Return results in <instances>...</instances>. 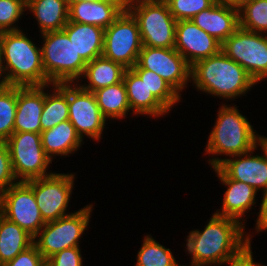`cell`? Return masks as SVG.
<instances>
[{
  "mask_svg": "<svg viewBox=\"0 0 267 266\" xmlns=\"http://www.w3.org/2000/svg\"><path fill=\"white\" fill-rule=\"evenodd\" d=\"M68 107L69 121L81 139L84 134L98 141L106 118L100 111L94 93L68 83Z\"/></svg>",
  "mask_w": 267,
  "mask_h": 266,
  "instance_id": "14",
  "label": "cell"
},
{
  "mask_svg": "<svg viewBox=\"0 0 267 266\" xmlns=\"http://www.w3.org/2000/svg\"><path fill=\"white\" fill-rule=\"evenodd\" d=\"M213 169L220 181L227 186L221 209L222 212L217 211L215 214L231 217L241 222L246 210L248 211L252 205H255L257 190L244 182L230 179L219 167Z\"/></svg>",
  "mask_w": 267,
  "mask_h": 266,
  "instance_id": "19",
  "label": "cell"
},
{
  "mask_svg": "<svg viewBox=\"0 0 267 266\" xmlns=\"http://www.w3.org/2000/svg\"><path fill=\"white\" fill-rule=\"evenodd\" d=\"M221 46L220 41L199 28L192 20L177 21L174 48L190 66L218 54Z\"/></svg>",
  "mask_w": 267,
  "mask_h": 266,
  "instance_id": "16",
  "label": "cell"
},
{
  "mask_svg": "<svg viewBox=\"0 0 267 266\" xmlns=\"http://www.w3.org/2000/svg\"><path fill=\"white\" fill-rule=\"evenodd\" d=\"M96 2V1H104V0H67L68 5L70 6L72 3H78V2Z\"/></svg>",
  "mask_w": 267,
  "mask_h": 266,
  "instance_id": "44",
  "label": "cell"
},
{
  "mask_svg": "<svg viewBox=\"0 0 267 266\" xmlns=\"http://www.w3.org/2000/svg\"><path fill=\"white\" fill-rule=\"evenodd\" d=\"M52 86V95L44 92V107L40 117L41 132L69 120L68 83Z\"/></svg>",
  "mask_w": 267,
  "mask_h": 266,
  "instance_id": "27",
  "label": "cell"
},
{
  "mask_svg": "<svg viewBox=\"0 0 267 266\" xmlns=\"http://www.w3.org/2000/svg\"><path fill=\"white\" fill-rule=\"evenodd\" d=\"M241 28L229 36L221 50L258 83L267 77V35Z\"/></svg>",
  "mask_w": 267,
  "mask_h": 266,
  "instance_id": "10",
  "label": "cell"
},
{
  "mask_svg": "<svg viewBox=\"0 0 267 266\" xmlns=\"http://www.w3.org/2000/svg\"><path fill=\"white\" fill-rule=\"evenodd\" d=\"M130 109L134 114H146L159 117L169 112L149 91L143 81L132 69H126L123 75Z\"/></svg>",
  "mask_w": 267,
  "mask_h": 266,
  "instance_id": "22",
  "label": "cell"
},
{
  "mask_svg": "<svg viewBox=\"0 0 267 266\" xmlns=\"http://www.w3.org/2000/svg\"><path fill=\"white\" fill-rule=\"evenodd\" d=\"M239 26L249 31L267 33V0H252L239 8Z\"/></svg>",
  "mask_w": 267,
  "mask_h": 266,
  "instance_id": "31",
  "label": "cell"
},
{
  "mask_svg": "<svg viewBox=\"0 0 267 266\" xmlns=\"http://www.w3.org/2000/svg\"><path fill=\"white\" fill-rule=\"evenodd\" d=\"M62 30L68 35L77 54H80L86 62L102 56L104 47L103 28L68 21Z\"/></svg>",
  "mask_w": 267,
  "mask_h": 266,
  "instance_id": "21",
  "label": "cell"
},
{
  "mask_svg": "<svg viewBox=\"0 0 267 266\" xmlns=\"http://www.w3.org/2000/svg\"><path fill=\"white\" fill-rule=\"evenodd\" d=\"M15 181L18 182L12 169L8 146L6 141H0V195Z\"/></svg>",
  "mask_w": 267,
  "mask_h": 266,
  "instance_id": "35",
  "label": "cell"
},
{
  "mask_svg": "<svg viewBox=\"0 0 267 266\" xmlns=\"http://www.w3.org/2000/svg\"><path fill=\"white\" fill-rule=\"evenodd\" d=\"M190 78L197 89L225 99L245 94L256 84L247 71L222 50L195 62Z\"/></svg>",
  "mask_w": 267,
  "mask_h": 266,
  "instance_id": "2",
  "label": "cell"
},
{
  "mask_svg": "<svg viewBox=\"0 0 267 266\" xmlns=\"http://www.w3.org/2000/svg\"><path fill=\"white\" fill-rule=\"evenodd\" d=\"M137 64L160 75L179 95L190 79L191 66L175 48L143 46Z\"/></svg>",
  "mask_w": 267,
  "mask_h": 266,
  "instance_id": "13",
  "label": "cell"
},
{
  "mask_svg": "<svg viewBox=\"0 0 267 266\" xmlns=\"http://www.w3.org/2000/svg\"><path fill=\"white\" fill-rule=\"evenodd\" d=\"M45 258L39 253L33 243L30 247L20 252L13 260L8 261L2 266H42Z\"/></svg>",
  "mask_w": 267,
  "mask_h": 266,
  "instance_id": "36",
  "label": "cell"
},
{
  "mask_svg": "<svg viewBox=\"0 0 267 266\" xmlns=\"http://www.w3.org/2000/svg\"><path fill=\"white\" fill-rule=\"evenodd\" d=\"M136 266H181L176 263L170 249L156 242L149 235L145 236L138 252Z\"/></svg>",
  "mask_w": 267,
  "mask_h": 266,
  "instance_id": "30",
  "label": "cell"
},
{
  "mask_svg": "<svg viewBox=\"0 0 267 266\" xmlns=\"http://www.w3.org/2000/svg\"><path fill=\"white\" fill-rule=\"evenodd\" d=\"M261 149L264 156L249 155L252 154L250 151L232 156L233 160L216 157L210 159L209 163L212 168L219 167L230 179L244 182L257 191L262 188V193H267V152L262 146Z\"/></svg>",
  "mask_w": 267,
  "mask_h": 266,
  "instance_id": "15",
  "label": "cell"
},
{
  "mask_svg": "<svg viewBox=\"0 0 267 266\" xmlns=\"http://www.w3.org/2000/svg\"><path fill=\"white\" fill-rule=\"evenodd\" d=\"M42 266H51V265L47 261H45Z\"/></svg>",
  "mask_w": 267,
  "mask_h": 266,
  "instance_id": "45",
  "label": "cell"
},
{
  "mask_svg": "<svg viewBox=\"0 0 267 266\" xmlns=\"http://www.w3.org/2000/svg\"><path fill=\"white\" fill-rule=\"evenodd\" d=\"M79 247L64 249L52 257L47 262L51 266H82V257Z\"/></svg>",
  "mask_w": 267,
  "mask_h": 266,
  "instance_id": "37",
  "label": "cell"
},
{
  "mask_svg": "<svg viewBox=\"0 0 267 266\" xmlns=\"http://www.w3.org/2000/svg\"><path fill=\"white\" fill-rule=\"evenodd\" d=\"M259 145L262 146L267 152V137L260 136Z\"/></svg>",
  "mask_w": 267,
  "mask_h": 266,
  "instance_id": "43",
  "label": "cell"
},
{
  "mask_svg": "<svg viewBox=\"0 0 267 266\" xmlns=\"http://www.w3.org/2000/svg\"><path fill=\"white\" fill-rule=\"evenodd\" d=\"M12 169L18 181L49 176L46 169L51 159L46 155L41 141V133L13 132L6 140Z\"/></svg>",
  "mask_w": 267,
  "mask_h": 266,
  "instance_id": "9",
  "label": "cell"
},
{
  "mask_svg": "<svg viewBox=\"0 0 267 266\" xmlns=\"http://www.w3.org/2000/svg\"><path fill=\"white\" fill-rule=\"evenodd\" d=\"M46 86H17L14 132L41 133L40 117Z\"/></svg>",
  "mask_w": 267,
  "mask_h": 266,
  "instance_id": "17",
  "label": "cell"
},
{
  "mask_svg": "<svg viewBox=\"0 0 267 266\" xmlns=\"http://www.w3.org/2000/svg\"><path fill=\"white\" fill-rule=\"evenodd\" d=\"M143 47L139 26L128 10L122 13L104 29L102 56L126 69H131L138 60Z\"/></svg>",
  "mask_w": 267,
  "mask_h": 266,
  "instance_id": "8",
  "label": "cell"
},
{
  "mask_svg": "<svg viewBox=\"0 0 267 266\" xmlns=\"http://www.w3.org/2000/svg\"><path fill=\"white\" fill-rule=\"evenodd\" d=\"M127 10L138 23L143 46L174 48L177 21L165 0L139 3Z\"/></svg>",
  "mask_w": 267,
  "mask_h": 266,
  "instance_id": "6",
  "label": "cell"
},
{
  "mask_svg": "<svg viewBox=\"0 0 267 266\" xmlns=\"http://www.w3.org/2000/svg\"><path fill=\"white\" fill-rule=\"evenodd\" d=\"M0 214L33 238L45 225L33 189L26 181L16 182L0 195Z\"/></svg>",
  "mask_w": 267,
  "mask_h": 266,
  "instance_id": "11",
  "label": "cell"
},
{
  "mask_svg": "<svg viewBox=\"0 0 267 266\" xmlns=\"http://www.w3.org/2000/svg\"><path fill=\"white\" fill-rule=\"evenodd\" d=\"M41 141L46 155H68L81 146L83 139L77 134L69 120L60 122L51 129L41 132Z\"/></svg>",
  "mask_w": 267,
  "mask_h": 266,
  "instance_id": "23",
  "label": "cell"
},
{
  "mask_svg": "<svg viewBox=\"0 0 267 266\" xmlns=\"http://www.w3.org/2000/svg\"><path fill=\"white\" fill-rule=\"evenodd\" d=\"M131 69L145 81L149 91L168 111L181 99L180 95L160 75L141 68L137 63Z\"/></svg>",
  "mask_w": 267,
  "mask_h": 266,
  "instance_id": "29",
  "label": "cell"
},
{
  "mask_svg": "<svg viewBox=\"0 0 267 266\" xmlns=\"http://www.w3.org/2000/svg\"><path fill=\"white\" fill-rule=\"evenodd\" d=\"M123 10L120 0L72 3L69 6V21L106 29Z\"/></svg>",
  "mask_w": 267,
  "mask_h": 266,
  "instance_id": "20",
  "label": "cell"
},
{
  "mask_svg": "<svg viewBox=\"0 0 267 266\" xmlns=\"http://www.w3.org/2000/svg\"><path fill=\"white\" fill-rule=\"evenodd\" d=\"M92 206L45 223L34 237V244L46 261L64 249L79 247L78 239L88 227Z\"/></svg>",
  "mask_w": 267,
  "mask_h": 266,
  "instance_id": "7",
  "label": "cell"
},
{
  "mask_svg": "<svg viewBox=\"0 0 267 266\" xmlns=\"http://www.w3.org/2000/svg\"><path fill=\"white\" fill-rule=\"evenodd\" d=\"M93 93L100 111L106 119L123 118L131 110L123 80L117 84L97 89Z\"/></svg>",
  "mask_w": 267,
  "mask_h": 266,
  "instance_id": "28",
  "label": "cell"
},
{
  "mask_svg": "<svg viewBox=\"0 0 267 266\" xmlns=\"http://www.w3.org/2000/svg\"><path fill=\"white\" fill-rule=\"evenodd\" d=\"M34 243V238L19 225L0 214V266L13 260Z\"/></svg>",
  "mask_w": 267,
  "mask_h": 266,
  "instance_id": "26",
  "label": "cell"
},
{
  "mask_svg": "<svg viewBox=\"0 0 267 266\" xmlns=\"http://www.w3.org/2000/svg\"><path fill=\"white\" fill-rule=\"evenodd\" d=\"M26 8L36 16L41 34L61 31L69 21L67 0H28Z\"/></svg>",
  "mask_w": 267,
  "mask_h": 266,
  "instance_id": "24",
  "label": "cell"
},
{
  "mask_svg": "<svg viewBox=\"0 0 267 266\" xmlns=\"http://www.w3.org/2000/svg\"><path fill=\"white\" fill-rule=\"evenodd\" d=\"M26 7L25 0H0V33L19 31L20 29L12 24L20 18Z\"/></svg>",
  "mask_w": 267,
  "mask_h": 266,
  "instance_id": "34",
  "label": "cell"
},
{
  "mask_svg": "<svg viewBox=\"0 0 267 266\" xmlns=\"http://www.w3.org/2000/svg\"><path fill=\"white\" fill-rule=\"evenodd\" d=\"M176 21L191 20L202 10L211 7L217 0H165Z\"/></svg>",
  "mask_w": 267,
  "mask_h": 266,
  "instance_id": "33",
  "label": "cell"
},
{
  "mask_svg": "<svg viewBox=\"0 0 267 266\" xmlns=\"http://www.w3.org/2000/svg\"><path fill=\"white\" fill-rule=\"evenodd\" d=\"M191 20L199 28L223 43L239 27V9L216 1Z\"/></svg>",
  "mask_w": 267,
  "mask_h": 266,
  "instance_id": "18",
  "label": "cell"
},
{
  "mask_svg": "<svg viewBox=\"0 0 267 266\" xmlns=\"http://www.w3.org/2000/svg\"><path fill=\"white\" fill-rule=\"evenodd\" d=\"M17 108V86L0 90V141H6L14 132Z\"/></svg>",
  "mask_w": 267,
  "mask_h": 266,
  "instance_id": "32",
  "label": "cell"
},
{
  "mask_svg": "<svg viewBox=\"0 0 267 266\" xmlns=\"http://www.w3.org/2000/svg\"><path fill=\"white\" fill-rule=\"evenodd\" d=\"M19 31L0 33V50L5 77L13 86H48L41 49Z\"/></svg>",
  "mask_w": 267,
  "mask_h": 266,
  "instance_id": "3",
  "label": "cell"
},
{
  "mask_svg": "<svg viewBox=\"0 0 267 266\" xmlns=\"http://www.w3.org/2000/svg\"><path fill=\"white\" fill-rule=\"evenodd\" d=\"M243 225L236 219L214 213L203 231L189 233L186 246L192 256L190 266L222 265L236 255L251 240L249 234L243 237Z\"/></svg>",
  "mask_w": 267,
  "mask_h": 266,
  "instance_id": "1",
  "label": "cell"
},
{
  "mask_svg": "<svg viewBox=\"0 0 267 266\" xmlns=\"http://www.w3.org/2000/svg\"><path fill=\"white\" fill-rule=\"evenodd\" d=\"M159 0H120L122 8L124 10L129 9L131 6L139 4V3H144V2H155Z\"/></svg>",
  "mask_w": 267,
  "mask_h": 266,
  "instance_id": "41",
  "label": "cell"
},
{
  "mask_svg": "<svg viewBox=\"0 0 267 266\" xmlns=\"http://www.w3.org/2000/svg\"><path fill=\"white\" fill-rule=\"evenodd\" d=\"M219 3H224L234 8H241L245 3L250 2L252 0H217Z\"/></svg>",
  "mask_w": 267,
  "mask_h": 266,
  "instance_id": "40",
  "label": "cell"
},
{
  "mask_svg": "<svg viewBox=\"0 0 267 266\" xmlns=\"http://www.w3.org/2000/svg\"><path fill=\"white\" fill-rule=\"evenodd\" d=\"M217 117L208 138L206 153L236 156L257 148L260 136L255 134L250 122L236 107L222 106Z\"/></svg>",
  "mask_w": 267,
  "mask_h": 266,
  "instance_id": "4",
  "label": "cell"
},
{
  "mask_svg": "<svg viewBox=\"0 0 267 266\" xmlns=\"http://www.w3.org/2000/svg\"><path fill=\"white\" fill-rule=\"evenodd\" d=\"M256 221V231L267 230V193L263 194L262 203L260 206V212Z\"/></svg>",
  "mask_w": 267,
  "mask_h": 266,
  "instance_id": "39",
  "label": "cell"
},
{
  "mask_svg": "<svg viewBox=\"0 0 267 266\" xmlns=\"http://www.w3.org/2000/svg\"><path fill=\"white\" fill-rule=\"evenodd\" d=\"M26 182L33 189L37 206L45 223L69 215L65 212L74 184L73 174L53 173Z\"/></svg>",
  "mask_w": 267,
  "mask_h": 266,
  "instance_id": "12",
  "label": "cell"
},
{
  "mask_svg": "<svg viewBox=\"0 0 267 266\" xmlns=\"http://www.w3.org/2000/svg\"><path fill=\"white\" fill-rule=\"evenodd\" d=\"M42 35V64L48 85L74 83V80H79L87 62L77 54L68 35L63 30L49 31Z\"/></svg>",
  "mask_w": 267,
  "mask_h": 266,
  "instance_id": "5",
  "label": "cell"
},
{
  "mask_svg": "<svg viewBox=\"0 0 267 266\" xmlns=\"http://www.w3.org/2000/svg\"><path fill=\"white\" fill-rule=\"evenodd\" d=\"M252 256L251 243H247L236 255L228 258L222 264L228 263L230 266H262L254 262Z\"/></svg>",
  "mask_w": 267,
  "mask_h": 266,
  "instance_id": "38",
  "label": "cell"
},
{
  "mask_svg": "<svg viewBox=\"0 0 267 266\" xmlns=\"http://www.w3.org/2000/svg\"><path fill=\"white\" fill-rule=\"evenodd\" d=\"M126 68L103 56L87 62L82 76L89 80V84L81 87L87 91L94 92L97 89L114 85L123 80Z\"/></svg>",
  "mask_w": 267,
  "mask_h": 266,
  "instance_id": "25",
  "label": "cell"
},
{
  "mask_svg": "<svg viewBox=\"0 0 267 266\" xmlns=\"http://www.w3.org/2000/svg\"><path fill=\"white\" fill-rule=\"evenodd\" d=\"M4 68H3V61H2V55H1V50H0V77L2 76V74H4ZM10 86L8 81H7V78L4 76L2 78V80H0V90L6 88Z\"/></svg>",
  "mask_w": 267,
  "mask_h": 266,
  "instance_id": "42",
  "label": "cell"
}]
</instances>
